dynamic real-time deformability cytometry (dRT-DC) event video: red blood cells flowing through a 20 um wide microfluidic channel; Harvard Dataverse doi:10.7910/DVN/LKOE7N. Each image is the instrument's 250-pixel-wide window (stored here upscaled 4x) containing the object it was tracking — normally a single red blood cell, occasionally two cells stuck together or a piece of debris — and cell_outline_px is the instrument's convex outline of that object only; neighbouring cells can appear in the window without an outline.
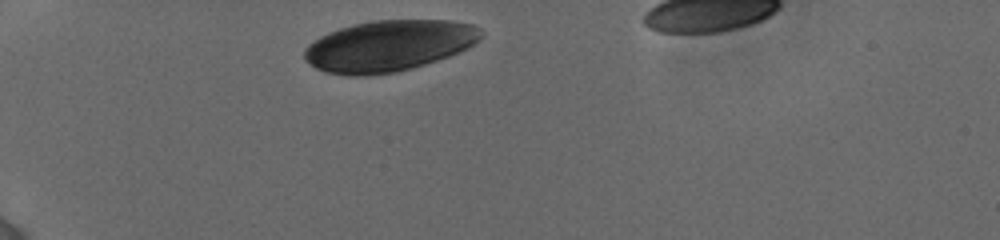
{"species": "human", "species_latin": "Homo sapiens", "temperature_condition": "cold", "stored_images_in_passage": 42, "camera_frame_rate_fps": 3000, "um_per_image_px": 0.085, "donor": {"sex": "female"}, "frame": {"image": 1, "passage_image": 1, "time_ms": 0.0, "image_size_px": [1000, 240], "cell_outline_px": [[484, 36], [468, 48], [448, 56], [412, 68], [396, 72], [368, 76], [348, 76], [328, 72], [316, 68], [304, 60], [304, 48], [308, 44], [320, 36], [328, 32], [352, 24], [376, 20], [452, 20], [472, 24], [480, 28], [484, 32]], "centroid_in_image_um": [33.05, 3.89], "position_along_channel_um": 51.9, "area_um2": 52.89}}
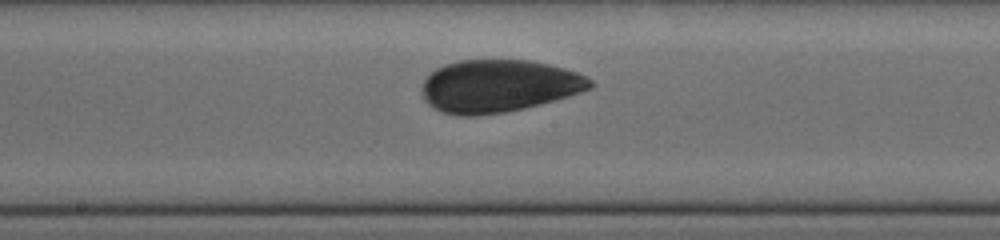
{"frame": {"image": 2, "passage_image": 21, "time_ms": 5.0, "image_size_px": [1000, 240], "cell_outline_px": [[592, 88], [568, 96], [524, 108], [504, 112], [468, 116], [464, 116], [444, 112], [428, 104], [424, 96], [424, 80], [436, 68], [444, 64], [456, 60], [532, 60], [564, 68], [588, 76], [592, 80]], "centroid_in_image_um": [42.41, 7.29], "position_along_channel_um": 205.8, "area_um2": 51.04}}
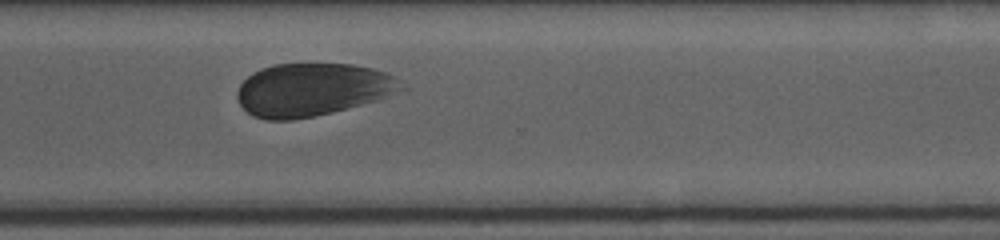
{"frame": {"image": 3, "passage_image": 41, "time_ms": 8.667, "image_size_px": [1000, 240], "cell_outline_px": [[408, 88], [376, 100], [332, 112], [292, 120], [268, 120], [252, 116], [240, 104], [236, 96], [236, 92], [240, 84], [252, 72], [260, 68], [276, 64], [352, 64], [372, 68], [388, 72], [396, 76]], "centroid_in_image_um": [26.56, 7.61], "position_along_channel_um": 344.0, "area_um2": 50.69}}